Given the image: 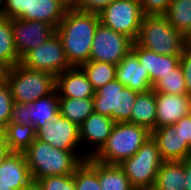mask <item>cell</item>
Returning <instances> with one entry per match:
<instances>
[{"label": "cell", "instance_id": "cell-1", "mask_svg": "<svg viewBox=\"0 0 191 190\" xmlns=\"http://www.w3.org/2000/svg\"><path fill=\"white\" fill-rule=\"evenodd\" d=\"M100 23L99 15L69 7L55 29L71 66L80 67L89 61L91 46Z\"/></svg>", "mask_w": 191, "mask_h": 190}, {"label": "cell", "instance_id": "cell-2", "mask_svg": "<svg viewBox=\"0 0 191 190\" xmlns=\"http://www.w3.org/2000/svg\"><path fill=\"white\" fill-rule=\"evenodd\" d=\"M65 151L35 139L24 152L33 182L47 176L73 175L75 170L87 159L86 154Z\"/></svg>", "mask_w": 191, "mask_h": 190}, {"label": "cell", "instance_id": "cell-3", "mask_svg": "<svg viewBox=\"0 0 191 190\" xmlns=\"http://www.w3.org/2000/svg\"><path fill=\"white\" fill-rule=\"evenodd\" d=\"M151 138V131L141 125L115 122L111 135L93 159L109 165H120L132 157Z\"/></svg>", "mask_w": 191, "mask_h": 190}, {"label": "cell", "instance_id": "cell-4", "mask_svg": "<svg viewBox=\"0 0 191 190\" xmlns=\"http://www.w3.org/2000/svg\"><path fill=\"white\" fill-rule=\"evenodd\" d=\"M134 42L160 55L180 57L186 49L185 36L164 15H144Z\"/></svg>", "mask_w": 191, "mask_h": 190}, {"label": "cell", "instance_id": "cell-5", "mask_svg": "<svg viewBox=\"0 0 191 190\" xmlns=\"http://www.w3.org/2000/svg\"><path fill=\"white\" fill-rule=\"evenodd\" d=\"M6 82L14 102L19 104H31L56 89V77L52 73L31 70L20 63L10 68Z\"/></svg>", "mask_w": 191, "mask_h": 190}, {"label": "cell", "instance_id": "cell-6", "mask_svg": "<svg viewBox=\"0 0 191 190\" xmlns=\"http://www.w3.org/2000/svg\"><path fill=\"white\" fill-rule=\"evenodd\" d=\"M138 93L115 79L95 91L94 112L107 116L115 122L130 123L132 108Z\"/></svg>", "mask_w": 191, "mask_h": 190}, {"label": "cell", "instance_id": "cell-7", "mask_svg": "<svg viewBox=\"0 0 191 190\" xmlns=\"http://www.w3.org/2000/svg\"><path fill=\"white\" fill-rule=\"evenodd\" d=\"M163 162L157 144L151 137L132 157L124 160L119 166L136 190L154 186L156 175Z\"/></svg>", "mask_w": 191, "mask_h": 190}, {"label": "cell", "instance_id": "cell-8", "mask_svg": "<svg viewBox=\"0 0 191 190\" xmlns=\"http://www.w3.org/2000/svg\"><path fill=\"white\" fill-rule=\"evenodd\" d=\"M69 7L63 0H3L2 16L37 20L56 29Z\"/></svg>", "mask_w": 191, "mask_h": 190}, {"label": "cell", "instance_id": "cell-9", "mask_svg": "<svg viewBox=\"0 0 191 190\" xmlns=\"http://www.w3.org/2000/svg\"><path fill=\"white\" fill-rule=\"evenodd\" d=\"M100 23L133 41L139 34L144 17L140 0H115L99 13Z\"/></svg>", "mask_w": 191, "mask_h": 190}, {"label": "cell", "instance_id": "cell-10", "mask_svg": "<svg viewBox=\"0 0 191 190\" xmlns=\"http://www.w3.org/2000/svg\"><path fill=\"white\" fill-rule=\"evenodd\" d=\"M20 64L31 70L46 71L55 77L72 67L65 55L61 39L55 32L38 47L27 52Z\"/></svg>", "mask_w": 191, "mask_h": 190}, {"label": "cell", "instance_id": "cell-11", "mask_svg": "<svg viewBox=\"0 0 191 190\" xmlns=\"http://www.w3.org/2000/svg\"><path fill=\"white\" fill-rule=\"evenodd\" d=\"M133 42L128 36L99 23L91 46L89 61L117 65L129 53Z\"/></svg>", "mask_w": 191, "mask_h": 190}, {"label": "cell", "instance_id": "cell-12", "mask_svg": "<svg viewBox=\"0 0 191 190\" xmlns=\"http://www.w3.org/2000/svg\"><path fill=\"white\" fill-rule=\"evenodd\" d=\"M36 139L65 151H78L81 145L79 127L60 114L36 130Z\"/></svg>", "mask_w": 191, "mask_h": 190}, {"label": "cell", "instance_id": "cell-13", "mask_svg": "<svg viewBox=\"0 0 191 190\" xmlns=\"http://www.w3.org/2000/svg\"><path fill=\"white\" fill-rule=\"evenodd\" d=\"M12 30L15 49L20 58L55 33V28L48 23L23 19H12Z\"/></svg>", "mask_w": 191, "mask_h": 190}, {"label": "cell", "instance_id": "cell-14", "mask_svg": "<svg viewBox=\"0 0 191 190\" xmlns=\"http://www.w3.org/2000/svg\"><path fill=\"white\" fill-rule=\"evenodd\" d=\"M115 121L107 116L93 112L80 126L79 136L81 145L85 144L91 151L85 153L87 158L93 157L106 143L111 135ZM94 147V148H93Z\"/></svg>", "mask_w": 191, "mask_h": 190}, {"label": "cell", "instance_id": "cell-15", "mask_svg": "<svg viewBox=\"0 0 191 190\" xmlns=\"http://www.w3.org/2000/svg\"><path fill=\"white\" fill-rule=\"evenodd\" d=\"M58 98H93L95 90L81 67L72 66L56 76Z\"/></svg>", "mask_w": 191, "mask_h": 190}, {"label": "cell", "instance_id": "cell-16", "mask_svg": "<svg viewBox=\"0 0 191 190\" xmlns=\"http://www.w3.org/2000/svg\"><path fill=\"white\" fill-rule=\"evenodd\" d=\"M156 94V129L177 123L182 117L191 113L189 95Z\"/></svg>", "mask_w": 191, "mask_h": 190}, {"label": "cell", "instance_id": "cell-17", "mask_svg": "<svg viewBox=\"0 0 191 190\" xmlns=\"http://www.w3.org/2000/svg\"><path fill=\"white\" fill-rule=\"evenodd\" d=\"M164 161H182L191 157V147L183 142L172 125H166L151 131Z\"/></svg>", "mask_w": 191, "mask_h": 190}, {"label": "cell", "instance_id": "cell-18", "mask_svg": "<svg viewBox=\"0 0 191 190\" xmlns=\"http://www.w3.org/2000/svg\"><path fill=\"white\" fill-rule=\"evenodd\" d=\"M116 79L137 92L149 91L153 86L147 69L132 50L116 65Z\"/></svg>", "mask_w": 191, "mask_h": 190}, {"label": "cell", "instance_id": "cell-19", "mask_svg": "<svg viewBox=\"0 0 191 190\" xmlns=\"http://www.w3.org/2000/svg\"><path fill=\"white\" fill-rule=\"evenodd\" d=\"M33 182L23 152H12L0 165V185L24 190Z\"/></svg>", "mask_w": 191, "mask_h": 190}, {"label": "cell", "instance_id": "cell-20", "mask_svg": "<svg viewBox=\"0 0 191 190\" xmlns=\"http://www.w3.org/2000/svg\"><path fill=\"white\" fill-rule=\"evenodd\" d=\"M131 50L136 54L143 68L147 69L152 85L180 65L179 56L160 55L138 46L135 42H133Z\"/></svg>", "mask_w": 191, "mask_h": 190}, {"label": "cell", "instance_id": "cell-21", "mask_svg": "<svg viewBox=\"0 0 191 190\" xmlns=\"http://www.w3.org/2000/svg\"><path fill=\"white\" fill-rule=\"evenodd\" d=\"M156 94L153 89L139 92L132 108L130 123L141 125L150 131L156 129Z\"/></svg>", "mask_w": 191, "mask_h": 190}, {"label": "cell", "instance_id": "cell-22", "mask_svg": "<svg viewBox=\"0 0 191 190\" xmlns=\"http://www.w3.org/2000/svg\"><path fill=\"white\" fill-rule=\"evenodd\" d=\"M27 110L30 112V120L35 130L53 121L59 114V98L56 89L50 95L27 104Z\"/></svg>", "mask_w": 191, "mask_h": 190}, {"label": "cell", "instance_id": "cell-23", "mask_svg": "<svg viewBox=\"0 0 191 190\" xmlns=\"http://www.w3.org/2000/svg\"><path fill=\"white\" fill-rule=\"evenodd\" d=\"M153 187L157 190H185L184 160L164 161Z\"/></svg>", "mask_w": 191, "mask_h": 190}, {"label": "cell", "instance_id": "cell-24", "mask_svg": "<svg viewBox=\"0 0 191 190\" xmlns=\"http://www.w3.org/2000/svg\"><path fill=\"white\" fill-rule=\"evenodd\" d=\"M94 112L93 98H59V114L78 127Z\"/></svg>", "mask_w": 191, "mask_h": 190}, {"label": "cell", "instance_id": "cell-25", "mask_svg": "<svg viewBox=\"0 0 191 190\" xmlns=\"http://www.w3.org/2000/svg\"><path fill=\"white\" fill-rule=\"evenodd\" d=\"M97 175L101 190H135L119 165H109L97 161Z\"/></svg>", "mask_w": 191, "mask_h": 190}, {"label": "cell", "instance_id": "cell-26", "mask_svg": "<svg viewBox=\"0 0 191 190\" xmlns=\"http://www.w3.org/2000/svg\"><path fill=\"white\" fill-rule=\"evenodd\" d=\"M7 143L12 152H25L36 139L34 125L7 124Z\"/></svg>", "mask_w": 191, "mask_h": 190}, {"label": "cell", "instance_id": "cell-27", "mask_svg": "<svg viewBox=\"0 0 191 190\" xmlns=\"http://www.w3.org/2000/svg\"><path fill=\"white\" fill-rule=\"evenodd\" d=\"M0 61L10 68L21 61L14 45L12 19L4 16H0Z\"/></svg>", "mask_w": 191, "mask_h": 190}, {"label": "cell", "instance_id": "cell-28", "mask_svg": "<svg viewBox=\"0 0 191 190\" xmlns=\"http://www.w3.org/2000/svg\"><path fill=\"white\" fill-rule=\"evenodd\" d=\"M164 16L175 29L186 36L191 30V0H172Z\"/></svg>", "mask_w": 191, "mask_h": 190}, {"label": "cell", "instance_id": "cell-29", "mask_svg": "<svg viewBox=\"0 0 191 190\" xmlns=\"http://www.w3.org/2000/svg\"><path fill=\"white\" fill-rule=\"evenodd\" d=\"M80 67L87 75L95 91L116 79V65L114 64L101 61H88Z\"/></svg>", "mask_w": 191, "mask_h": 190}, {"label": "cell", "instance_id": "cell-30", "mask_svg": "<svg viewBox=\"0 0 191 190\" xmlns=\"http://www.w3.org/2000/svg\"><path fill=\"white\" fill-rule=\"evenodd\" d=\"M76 190H101L97 175V161L87 158L73 174Z\"/></svg>", "mask_w": 191, "mask_h": 190}, {"label": "cell", "instance_id": "cell-31", "mask_svg": "<svg viewBox=\"0 0 191 190\" xmlns=\"http://www.w3.org/2000/svg\"><path fill=\"white\" fill-rule=\"evenodd\" d=\"M152 89L159 93L189 95L186 90L184 73L180 65L177 68L172 69V72L162 76L153 84Z\"/></svg>", "mask_w": 191, "mask_h": 190}, {"label": "cell", "instance_id": "cell-32", "mask_svg": "<svg viewBox=\"0 0 191 190\" xmlns=\"http://www.w3.org/2000/svg\"><path fill=\"white\" fill-rule=\"evenodd\" d=\"M35 182L41 190H76L73 175L47 176Z\"/></svg>", "mask_w": 191, "mask_h": 190}, {"label": "cell", "instance_id": "cell-33", "mask_svg": "<svg viewBox=\"0 0 191 190\" xmlns=\"http://www.w3.org/2000/svg\"><path fill=\"white\" fill-rule=\"evenodd\" d=\"M14 103L8 83L0 84V124H9Z\"/></svg>", "mask_w": 191, "mask_h": 190}, {"label": "cell", "instance_id": "cell-34", "mask_svg": "<svg viewBox=\"0 0 191 190\" xmlns=\"http://www.w3.org/2000/svg\"><path fill=\"white\" fill-rule=\"evenodd\" d=\"M172 0H140L144 15H164Z\"/></svg>", "mask_w": 191, "mask_h": 190}, {"label": "cell", "instance_id": "cell-35", "mask_svg": "<svg viewBox=\"0 0 191 190\" xmlns=\"http://www.w3.org/2000/svg\"><path fill=\"white\" fill-rule=\"evenodd\" d=\"M113 1L115 0H76L72 7L81 11L99 13Z\"/></svg>", "mask_w": 191, "mask_h": 190}, {"label": "cell", "instance_id": "cell-36", "mask_svg": "<svg viewBox=\"0 0 191 190\" xmlns=\"http://www.w3.org/2000/svg\"><path fill=\"white\" fill-rule=\"evenodd\" d=\"M32 125L30 112L27 110V104L14 103L9 124Z\"/></svg>", "mask_w": 191, "mask_h": 190}, {"label": "cell", "instance_id": "cell-37", "mask_svg": "<svg viewBox=\"0 0 191 190\" xmlns=\"http://www.w3.org/2000/svg\"><path fill=\"white\" fill-rule=\"evenodd\" d=\"M172 126L179 133L183 142H186L191 147V113L182 117Z\"/></svg>", "mask_w": 191, "mask_h": 190}, {"label": "cell", "instance_id": "cell-38", "mask_svg": "<svg viewBox=\"0 0 191 190\" xmlns=\"http://www.w3.org/2000/svg\"><path fill=\"white\" fill-rule=\"evenodd\" d=\"M180 66L184 73L187 93H191V51L186 48L180 56Z\"/></svg>", "mask_w": 191, "mask_h": 190}, {"label": "cell", "instance_id": "cell-39", "mask_svg": "<svg viewBox=\"0 0 191 190\" xmlns=\"http://www.w3.org/2000/svg\"><path fill=\"white\" fill-rule=\"evenodd\" d=\"M185 190H191V157L184 160Z\"/></svg>", "mask_w": 191, "mask_h": 190}, {"label": "cell", "instance_id": "cell-40", "mask_svg": "<svg viewBox=\"0 0 191 190\" xmlns=\"http://www.w3.org/2000/svg\"><path fill=\"white\" fill-rule=\"evenodd\" d=\"M9 70L10 67L6 63L0 61V84L7 81Z\"/></svg>", "mask_w": 191, "mask_h": 190}, {"label": "cell", "instance_id": "cell-41", "mask_svg": "<svg viewBox=\"0 0 191 190\" xmlns=\"http://www.w3.org/2000/svg\"><path fill=\"white\" fill-rule=\"evenodd\" d=\"M0 148H10L7 143L6 126L0 124Z\"/></svg>", "mask_w": 191, "mask_h": 190}, {"label": "cell", "instance_id": "cell-42", "mask_svg": "<svg viewBox=\"0 0 191 190\" xmlns=\"http://www.w3.org/2000/svg\"><path fill=\"white\" fill-rule=\"evenodd\" d=\"M12 153L10 148H0V165L5 161V159Z\"/></svg>", "mask_w": 191, "mask_h": 190}, {"label": "cell", "instance_id": "cell-43", "mask_svg": "<svg viewBox=\"0 0 191 190\" xmlns=\"http://www.w3.org/2000/svg\"><path fill=\"white\" fill-rule=\"evenodd\" d=\"M24 190H41L36 182H32L26 189Z\"/></svg>", "mask_w": 191, "mask_h": 190}, {"label": "cell", "instance_id": "cell-44", "mask_svg": "<svg viewBox=\"0 0 191 190\" xmlns=\"http://www.w3.org/2000/svg\"><path fill=\"white\" fill-rule=\"evenodd\" d=\"M185 44H186V48H188L191 45V30L185 36Z\"/></svg>", "mask_w": 191, "mask_h": 190}, {"label": "cell", "instance_id": "cell-45", "mask_svg": "<svg viewBox=\"0 0 191 190\" xmlns=\"http://www.w3.org/2000/svg\"><path fill=\"white\" fill-rule=\"evenodd\" d=\"M63 1L67 3L70 7H72L74 3L76 2V0H63Z\"/></svg>", "mask_w": 191, "mask_h": 190}, {"label": "cell", "instance_id": "cell-46", "mask_svg": "<svg viewBox=\"0 0 191 190\" xmlns=\"http://www.w3.org/2000/svg\"><path fill=\"white\" fill-rule=\"evenodd\" d=\"M0 190H13L9 186L0 185Z\"/></svg>", "mask_w": 191, "mask_h": 190}, {"label": "cell", "instance_id": "cell-47", "mask_svg": "<svg viewBox=\"0 0 191 190\" xmlns=\"http://www.w3.org/2000/svg\"><path fill=\"white\" fill-rule=\"evenodd\" d=\"M3 0H0V16H2Z\"/></svg>", "mask_w": 191, "mask_h": 190}, {"label": "cell", "instance_id": "cell-48", "mask_svg": "<svg viewBox=\"0 0 191 190\" xmlns=\"http://www.w3.org/2000/svg\"><path fill=\"white\" fill-rule=\"evenodd\" d=\"M136 190H157V189L154 187H151V188H141V189H136Z\"/></svg>", "mask_w": 191, "mask_h": 190}]
</instances>
